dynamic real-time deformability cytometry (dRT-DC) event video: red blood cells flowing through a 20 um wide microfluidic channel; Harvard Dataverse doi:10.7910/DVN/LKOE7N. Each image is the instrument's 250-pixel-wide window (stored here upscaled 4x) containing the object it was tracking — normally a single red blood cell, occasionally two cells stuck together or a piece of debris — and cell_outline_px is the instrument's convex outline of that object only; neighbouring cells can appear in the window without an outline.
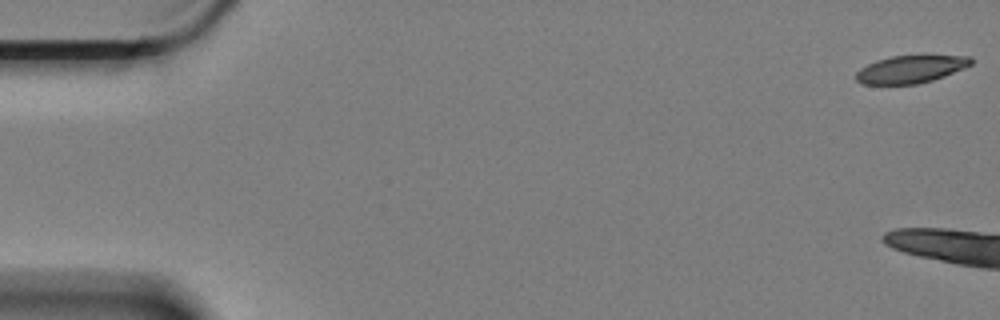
{"species": "Egyptian fruit bat (a non-hibernating species)", "species_latin": "Rousettus aegyptiacus", "temperature_condition": "cold", "stored_images_in_passage": 8, "camera_frame_rate_fps": 3000, "um_per_image_px": 0.085, "animal": {"sex": "female"}, "frame": {"image": 1, "passage_image": 1, "time_ms": 0.0, "image_size_px": [1000, 320], "cell_outline_px": [[972, 64], [964, 68], [944, 76], [932, 80], [916, 84], [860, 84], [856, 80], [856, 72], [860, 68], [876, 60], [892, 56], [972, 56]], "centroid_in_image_um": [77.38, 5.89], "position_along_channel_um": 7.6, "area_um2": 18.32}}